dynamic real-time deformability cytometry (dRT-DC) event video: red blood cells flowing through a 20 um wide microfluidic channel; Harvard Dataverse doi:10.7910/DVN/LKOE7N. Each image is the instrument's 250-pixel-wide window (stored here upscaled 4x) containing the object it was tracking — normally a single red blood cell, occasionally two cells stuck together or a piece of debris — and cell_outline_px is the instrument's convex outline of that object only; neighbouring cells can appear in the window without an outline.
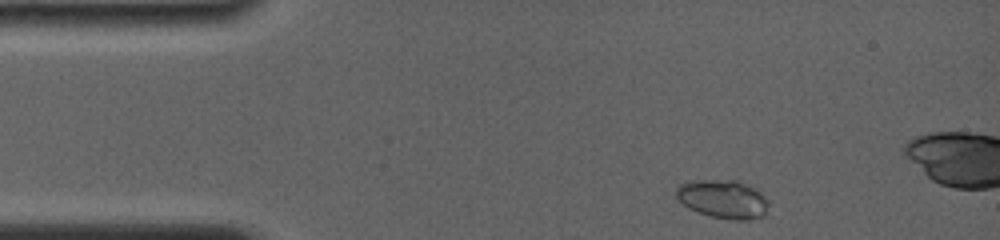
{"species": "common noctule bat (a hibernating species)", "species_latin": "Nyctalus noctula", "temperature_condition": "room temperature", "stored_images_in_passage": 13, "camera_frame_rate_fps": 4000, "um_per_image_px": 0.085, "animal": {"sex": "female", "body_mass_g": 19.0, "forearm_length_mm": 56.7}, "frame": {"image": 1, "passage_image": 3, "time_ms": 0.25, "image_size_px": [1000, 240], "cell_outline_px": [[768, 204], [764, 216], [748, 220], [732, 220], [708, 216], [688, 208], [676, 196], [676, 188], [680, 184], [696, 180], [736, 180], [760, 192], [764, 196]], "centroid_in_image_um": [61.44, 16.94], "position_along_channel_um": 23.6, "area_um2": 20.58}}